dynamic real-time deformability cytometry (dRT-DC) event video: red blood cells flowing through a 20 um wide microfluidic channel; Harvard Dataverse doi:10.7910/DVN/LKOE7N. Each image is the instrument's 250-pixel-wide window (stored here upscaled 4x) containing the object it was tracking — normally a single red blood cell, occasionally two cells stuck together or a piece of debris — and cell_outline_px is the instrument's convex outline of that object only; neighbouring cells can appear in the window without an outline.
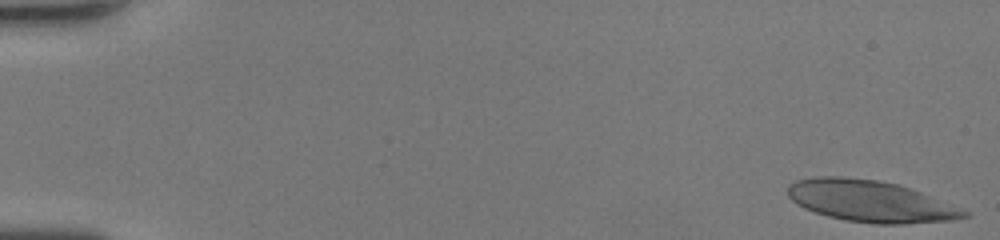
{"species": "human", "species_latin": "Homo sapiens", "temperature_condition": "room temperature", "stored_images_in_passage": 47, "camera_frame_rate_fps": 3000, "um_per_image_px": 0.085, "donor": {"sex": "female"}, "frame": {"image": 1, "passage_image": 1, "time_ms": 0.0, "image_size_px": [1000, 240], "cell_outline_px": [[972, 212], [968, 216], [948, 220], [904, 224], [876, 224], [844, 220], [828, 216], [804, 208], [796, 204], [788, 196], [788, 184], [796, 180], [816, 176], [840, 176], [880, 180], [900, 184]], "centroid_in_image_um": [73.96, 17.09], "position_along_channel_um": 11.0, "area_um2": 42.83}}
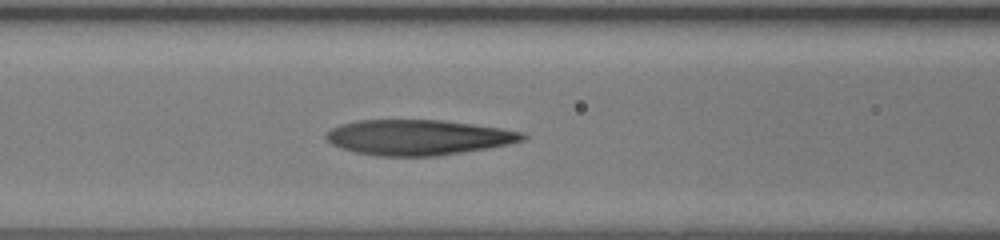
{"frame": {"image": 2, "passage_image": 21, "time_ms": 6.667, "image_size_px": [1000, 240], "cell_outline_px": [[528, 136], [524, 140], [508, 144], [436, 156], [376, 156], [356, 152], [340, 148], [332, 144], [324, 136], [332, 128], [340, 124], [356, 120], [444, 120], [500, 128], [524, 132]], "centroid_in_image_um": [35.52, 11.67], "position_along_channel_um": 131.1, "area_um2": 40.29}}
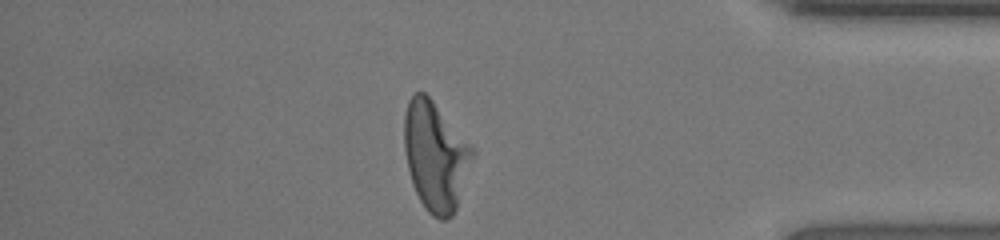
{"frame": {"image": 3, "passage_image": 41, "time_ms": 13.333, "image_size_px": [1000, 240], "cell_outline_px": [[476, 152], [456, 208], [452, 216], [448, 220], [440, 220], [432, 216], [424, 208], [412, 184], [408, 168], [404, 148], [404, 116], [408, 100], [412, 92], [424, 92], [432, 100]], "centroid_in_image_um": [37.0, 13.29], "position_along_channel_um": 398.2, "area_um2": 43.18}, "authors_computed_cell_mechanics": {"area_um2": 41.327, "velocity_mm_per_s": 4.4084, "shape_relaxation_time_tau1_ms": null, "shape_relaxation_time_tau2_ms": 1.7692, "deformation_change_tau1": null, "deformation_change_tau2": 0.1165}}